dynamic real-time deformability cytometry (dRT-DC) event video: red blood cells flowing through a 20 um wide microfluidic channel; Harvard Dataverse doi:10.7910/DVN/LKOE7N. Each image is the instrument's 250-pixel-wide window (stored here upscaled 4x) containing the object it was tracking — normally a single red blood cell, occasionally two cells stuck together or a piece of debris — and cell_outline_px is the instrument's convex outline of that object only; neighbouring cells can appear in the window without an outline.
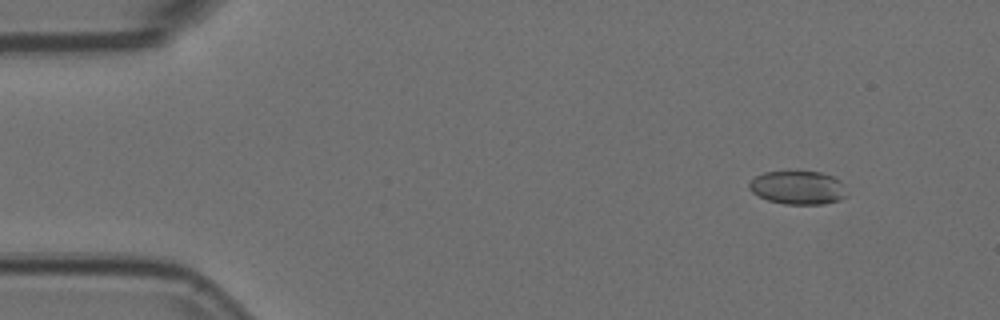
{"species": "Egyptian fruit bat (a non-hibernating species)", "species_latin": "Rousettus aegyptiacus", "temperature_condition": "room temperature", "stored_images_in_passage": 55, "camera_frame_rate_fps": 3000, "um_per_image_px": 0.085, "animal": {"sex": "female"}, "frame": {"image": 1, "passage_image": 6, "time_ms": 1.667, "image_size_px": [1000, 320], "cell_outline_px": [[848, 196], [840, 200], [824, 204], [784, 204], [768, 200], [752, 192], [748, 188], [748, 184], [756, 176], [764, 172], [820, 172], [836, 176], [840, 180]], "centroid_in_image_um": [67.85, 15.95], "position_along_channel_um": 17.1, "area_um2": 19.07}}
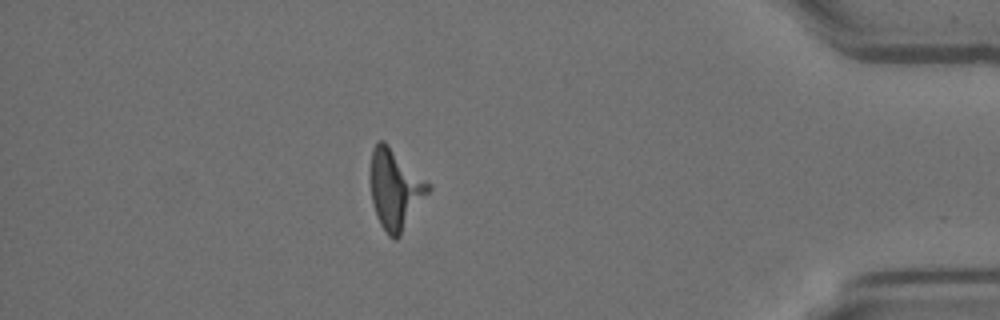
{"frame": {"image": 2, "passage_image": 48, "time_ms": 15.667, "image_size_px": [1000, 320], "cell_outline_px": [[432, 188], [400, 236], [396, 240], [388, 236], [380, 224], [376, 216], [372, 200], [372, 148], [380, 140], [384, 140], [432, 184]], "centroid_in_image_um": [33.64, 16.09], "position_along_channel_um": 401.6, "area_um2": 26.76}}